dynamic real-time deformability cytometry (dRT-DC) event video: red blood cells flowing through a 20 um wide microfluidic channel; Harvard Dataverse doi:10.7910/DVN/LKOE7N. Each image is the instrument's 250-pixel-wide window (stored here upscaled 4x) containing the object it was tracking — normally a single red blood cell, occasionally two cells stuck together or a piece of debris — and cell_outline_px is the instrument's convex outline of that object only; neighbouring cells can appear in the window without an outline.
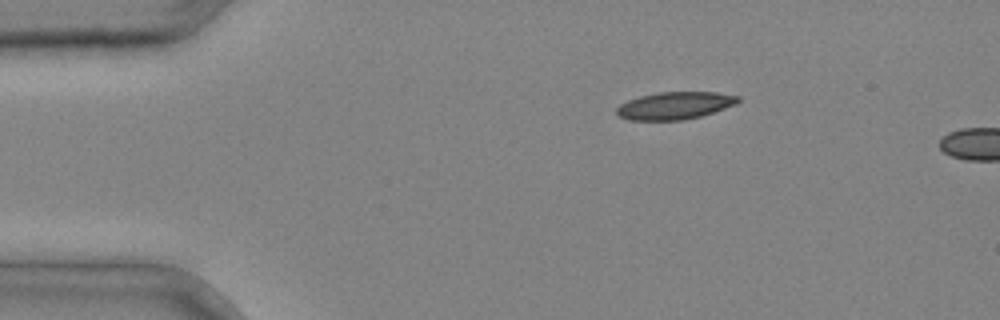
{"species": "common noctule bat (a hibernating species)", "species_latin": "Nyctalus noctula", "temperature_condition": "cold", "stored_images_in_passage": 2, "camera_frame_rate_fps": 3000, "um_per_image_px": 0.085, "animal": {"sex": "male", "body_mass_g": 20.4}, "frame": {"image": 1, "passage_image": 1, "time_ms": 0.0, "image_size_px": [1000, 320], "cell_outline_px": [[740, 100], [736, 104], [700, 116], [684, 120], [628, 120], [620, 116], [616, 112], [616, 108], [620, 104], [628, 100], [640, 96], [660, 92], [716, 92], [740, 96]], "centroid_in_image_um": [57.36, 8.97], "position_along_channel_um": 27.6, "area_um2": 19.31}}